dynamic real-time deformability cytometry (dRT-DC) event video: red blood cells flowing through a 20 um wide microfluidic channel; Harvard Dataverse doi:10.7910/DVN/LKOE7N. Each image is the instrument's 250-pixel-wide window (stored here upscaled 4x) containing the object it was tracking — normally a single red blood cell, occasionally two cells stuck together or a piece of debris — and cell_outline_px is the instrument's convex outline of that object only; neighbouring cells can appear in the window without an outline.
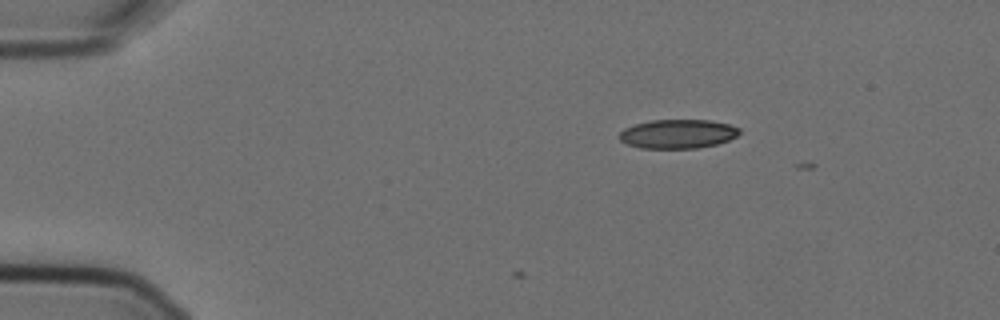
{"species": "Egyptian fruit bat (a non-hibernating species)", "species_latin": "Rousettus aegyptiacus", "temperature_condition": "cold", "stored_images_in_passage": 3, "camera_frame_rate_fps": 3000, "um_per_image_px": 0.085, "animal": {"sex": "female"}, "frame": {"image": 1, "passage_image": 1, "time_ms": 0.0, "image_size_px": [1000, 320], "cell_outline_px": [[740, 132], [736, 136], [728, 140], [716, 144], [696, 148], [640, 148], [628, 144], [620, 140], [620, 132], [624, 128], [636, 124], [652, 120], [712, 120], [728, 124], [740, 128]], "centroid_in_image_um": [57.62, 11.38], "position_along_channel_um": 27.4, "area_um2": 20.17}}